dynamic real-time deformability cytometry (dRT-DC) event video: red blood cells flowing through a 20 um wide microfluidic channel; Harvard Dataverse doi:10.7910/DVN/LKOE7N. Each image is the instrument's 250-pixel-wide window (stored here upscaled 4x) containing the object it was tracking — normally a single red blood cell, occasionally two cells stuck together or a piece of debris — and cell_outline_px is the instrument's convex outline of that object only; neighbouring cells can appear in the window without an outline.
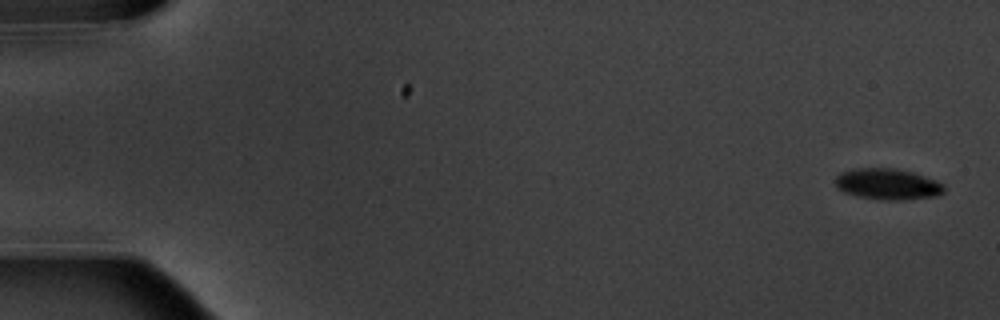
{"species": "common noctule bat (a hibernating species)", "species_latin": "Nyctalus noctula", "temperature_condition": "warm", "stored_images_in_passage": 6, "camera_frame_rate_fps": 3000, "um_per_image_px": 0.085, "animal": {"sex": "male", "body_mass_g": 20.1, "forearm_length_mm": 53.5}, "frame": {"image": 1, "passage_image": 1, "time_ms": 0.0, "image_size_px": [1000, 320], "cell_outline_px": [[944, 192], [936, 196], [904, 200], [884, 200], [860, 196], [844, 192], [836, 184], [836, 176], [840, 172], [852, 168], [892, 168], [912, 172], [924, 176], [944, 184]], "centroid_in_image_um": [75.46, 15.64], "position_along_channel_um": 9.5, "area_um2": 19.54}}
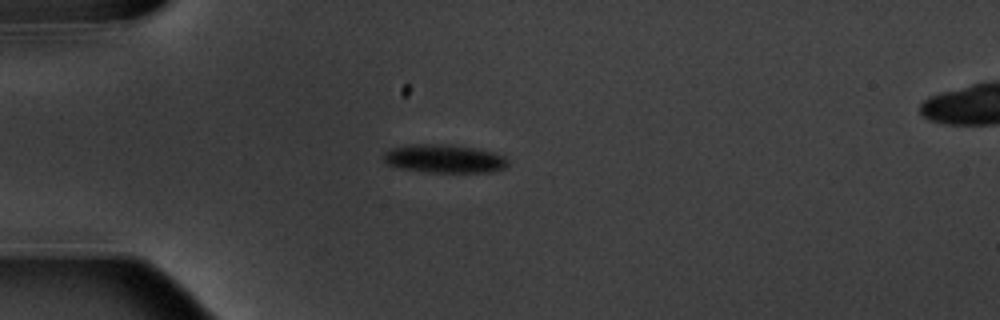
{"frame": {"image": 2, "passage_image": 5, "time_ms": 4.667, "image_size_px": [1000, 320], "cell_outline_px": [[508, 164], [504, 168], [488, 172], [428, 172], [400, 168], [388, 164], [384, 160], [384, 152], [392, 148], [408, 144], [448, 144], [476, 148], [492, 152], [504, 156], [508, 160]], "centroid_in_image_um": [37.76, 13.48], "position_along_channel_um": 47.2, "area_um2": 20.52}}